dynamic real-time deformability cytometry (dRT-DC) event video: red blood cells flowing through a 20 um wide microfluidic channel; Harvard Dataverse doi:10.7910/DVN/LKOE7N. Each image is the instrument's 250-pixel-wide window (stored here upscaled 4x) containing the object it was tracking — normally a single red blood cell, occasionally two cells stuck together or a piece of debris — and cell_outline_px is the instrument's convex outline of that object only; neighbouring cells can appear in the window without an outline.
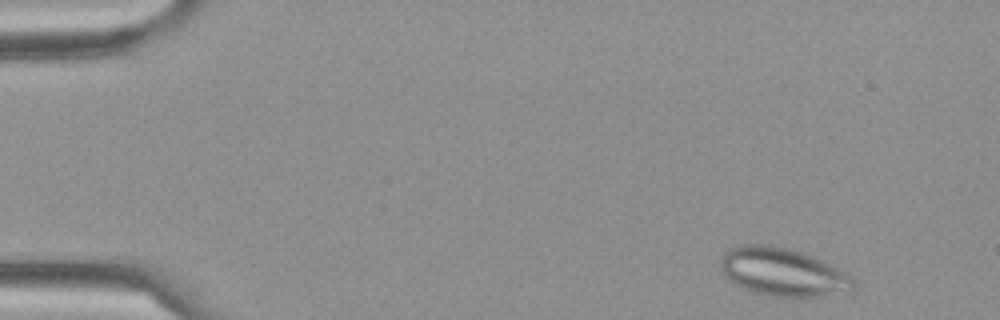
{"species": "Egyptian fruit bat (a non-hibernating species)", "species_latin": "Rousettus aegyptiacus", "temperature_condition": "cold", "stored_images_in_passage": 7, "camera_frame_rate_fps": 3000, "um_per_image_px": 0.085, "frame": {"image": 1, "passage_image": 1, "time_ms": 0.0, "image_size_px": [1000, 320], "cell_outline_px": [[856, 288], [852, 292], [800, 300], [772, 296], [752, 292], [728, 280], [724, 276], [720, 268], [720, 260], [724, 252], [728, 248], [740, 244], [772, 244], [788, 248], [812, 256], [856, 276]], "centroid_in_image_um": [66.61, 23.16], "position_along_channel_um": 18.4, "area_um2": 38.78}}